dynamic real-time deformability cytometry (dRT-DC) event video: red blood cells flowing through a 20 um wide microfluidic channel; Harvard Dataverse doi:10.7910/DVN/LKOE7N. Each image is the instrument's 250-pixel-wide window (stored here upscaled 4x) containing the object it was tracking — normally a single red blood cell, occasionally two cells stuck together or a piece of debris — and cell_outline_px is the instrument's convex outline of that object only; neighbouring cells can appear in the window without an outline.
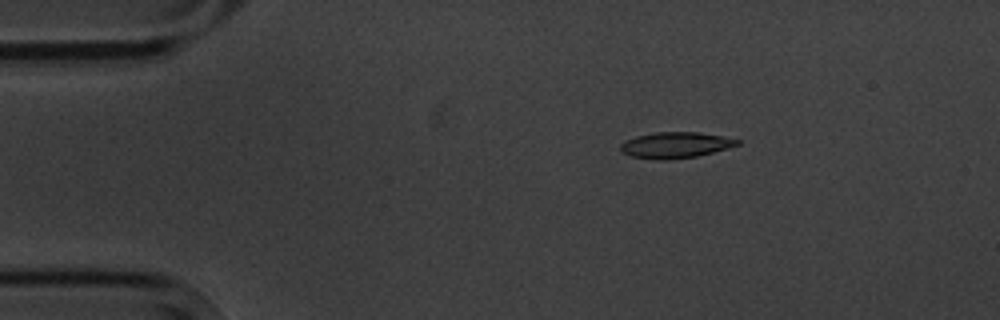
{"species": "common noctule bat (a hibernating species)", "species_latin": "Nyctalus noctula", "temperature_condition": "cold", "stored_images_in_passage": 6, "camera_frame_rate_fps": 3000, "um_per_image_px": 0.085, "animal": {"sex": "male", "body_mass_g": 20.1, "forearm_length_mm": 53.5}, "frame": {"image": 1, "passage_image": 3, "time_ms": 2.333, "image_size_px": [1000, 320], "cell_outline_px": [[740, 144], [728, 148], [696, 156], [668, 160], [656, 160], [632, 156], [620, 152], [620, 144], [624, 140], [636, 136], [656, 132], [696, 132], [720, 136], [740, 140]], "centroid_in_image_um": [57.36, 12.33], "position_along_channel_um": 27.6, "area_um2": 17.63}}
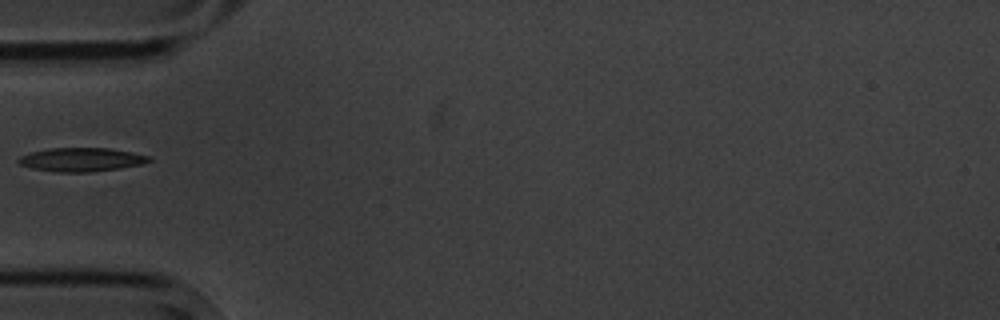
{"frame": {"image": 2, "passage_image": 5, "time_ms": 5.333, "image_size_px": [1000, 320], "cell_outline_px": [[152, 160], [144, 164], [120, 168], [88, 172], [56, 172], [32, 168], [20, 164], [16, 160], [20, 156], [32, 152], [48, 148], [108, 148], [132, 152], [152, 156]], "centroid_in_image_um": [6.95, 13.56], "position_along_channel_um": 78.0, "area_um2": 18.09}}
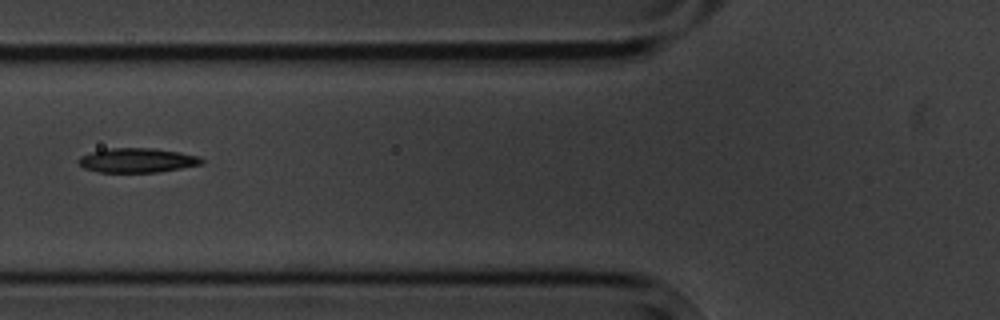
{"frame": {"image": 3, "passage_image": 6, "time_ms": 6.333, "image_size_px": [1000, 320], "cell_outline_px": [[204, 160], [200, 164], [180, 168], [156, 172], [96, 172], [84, 168], [76, 164], [76, 160], [80, 156], [92, 152], [108, 148], [152, 148], [180, 152], [200, 156]], "centroid_in_image_um": [11.6, 13.62], "position_along_channel_um": 114.2, "area_um2": 17.57}}